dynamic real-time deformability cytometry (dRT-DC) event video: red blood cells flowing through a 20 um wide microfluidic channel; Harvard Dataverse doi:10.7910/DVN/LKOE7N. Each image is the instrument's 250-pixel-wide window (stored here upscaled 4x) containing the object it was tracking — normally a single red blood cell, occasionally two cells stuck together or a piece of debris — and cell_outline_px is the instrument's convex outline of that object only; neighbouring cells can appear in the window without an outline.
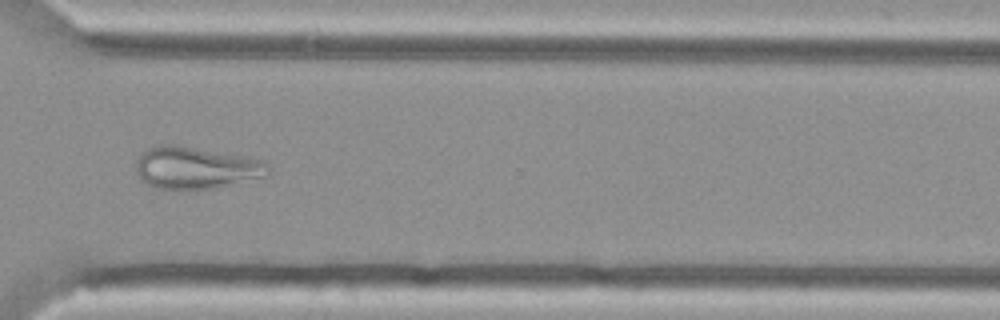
{"species": "Egyptian fruit bat (a non-hibernating species)", "species_latin": "Rousettus aegyptiacus", "temperature_condition": "cold", "stored_images_in_passage": 49, "camera_frame_rate_fps": 3000, "um_per_image_px": 0.085, "animal": {"sex": "female"}, "frame": {"image": 1, "passage_image": 35, "time_ms": 11.333, "image_size_px": [1000, 320], "cell_outline_px": [[272, 168], [268, 176], [212, 188], [156, 188], [140, 180], [136, 172], [136, 160], [148, 148], [156, 144], [176, 144], [244, 156], [264, 160]], "centroid_in_image_um": [16.67, 14.24], "position_along_channel_um": 353.9, "area_um2": 32.43}}
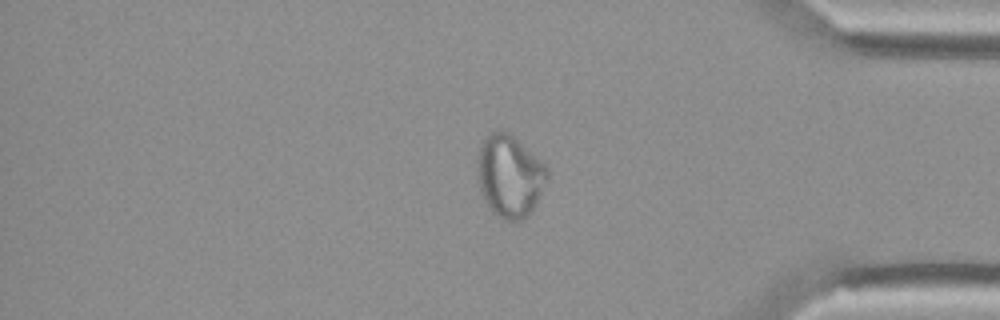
{"frame": {"image": 2, "passage_image": 40, "time_ms": 13.0, "image_size_px": [1000, 320], "cell_outline_px": [[548, 176], [536, 204], [532, 212], [528, 216], [520, 220], [504, 220], [496, 216], [488, 208], [480, 192], [476, 176], [476, 160], [480, 144], [492, 132], [508, 132], [544, 164], [548, 168]], "centroid_in_image_um": [43.28, 15.01], "position_along_channel_um": 391.9, "area_um2": 33.52}}